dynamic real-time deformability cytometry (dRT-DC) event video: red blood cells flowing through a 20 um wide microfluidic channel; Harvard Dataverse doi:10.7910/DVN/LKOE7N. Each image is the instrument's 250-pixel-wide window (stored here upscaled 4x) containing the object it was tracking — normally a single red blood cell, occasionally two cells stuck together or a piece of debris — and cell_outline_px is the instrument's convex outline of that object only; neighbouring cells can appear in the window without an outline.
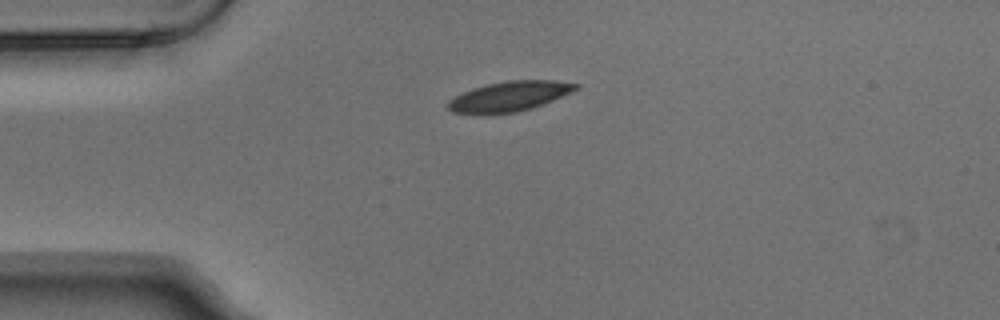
{"species": "Egyptian fruit bat (a non-hibernating species)", "species_latin": "Rousettus aegyptiacus", "temperature_condition": "warm", "stored_images_in_passage": 4, "camera_frame_rate_fps": 3000, "um_per_image_px": 0.085, "animal": {"sex": "male"}, "frame": {"image": 1, "passage_image": 4, "time_ms": 1.0, "image_size_px": [1000, 320], "cell_outline_px": [[580, 88], [572, 92], [532, 108], [516, 112], [452, 112], [448, 108], [448, 100], [472, 88], [488, 84], [508, 80], [556, 80], [580, 84]], "centroid_in_image_um": [43.38, 8.15], "position_along_channel_um": 41.6, "area_um2": 21.73}}